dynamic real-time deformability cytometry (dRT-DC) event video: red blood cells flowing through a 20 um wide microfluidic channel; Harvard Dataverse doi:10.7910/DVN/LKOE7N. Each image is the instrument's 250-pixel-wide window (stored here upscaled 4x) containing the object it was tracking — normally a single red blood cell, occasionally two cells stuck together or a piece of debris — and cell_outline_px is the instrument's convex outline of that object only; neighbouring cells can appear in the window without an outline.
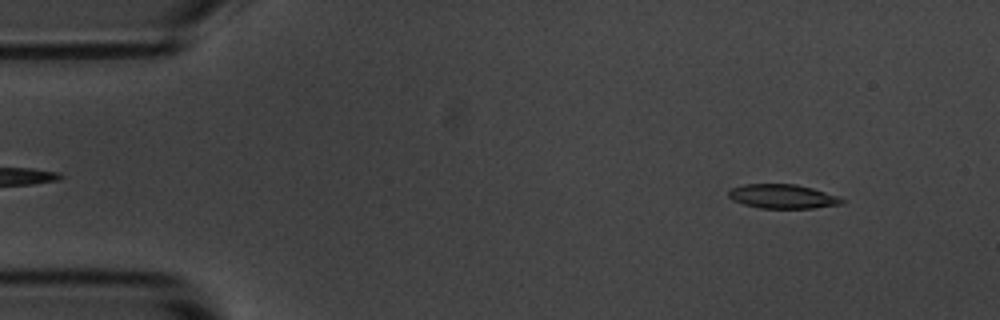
{"species": "common noctule bat (a hibernating species)", "species_latin": "Nyctalus noctula", "temperature_condition": "room temperature", "stored_images_in_passage": 54, "camera_frame_rate_fps": 3000, "um_per_image_px": 0.085, "animal": {"sex": "male", "body_mass_g": 20.1, "forearm_length_mm": 53.5}, "frame": {"image": 1, "passage_image": 5, "time_ms": 1.333, "image_size_px": [1000, 320], "cell_outline_px": [[848, 200], [844, 204], [812, 208], [760, 208], [744, 204], [732, 200], [728, 196], [728, 192], [732, 188], [744, 184], [796, 184], [812, 188]], "centroid_in_image_um": [66.54, 16.7], "position_along_channel_um": 18.5, "area_um2": 15.95}}
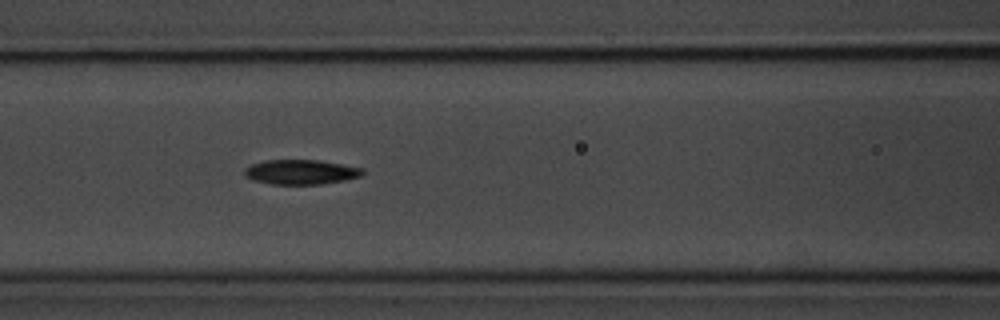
{"frame": {"image": 2, "passage_image": 22, "time_ms": 7.0, "image_size_px": [1000, 320], "cell_outline_px": [[368, 172], [360, 176], [344, 180], [320, 184], [272, 184], [252, 180], [244, 176], [244, 168], [252, 164], [264, 160], [320, 160], [364, 168]], "centroid_in_image_um": [25.58, 14.61], "position_along_channel_um": 141.0, "area_um2": 17.17}}
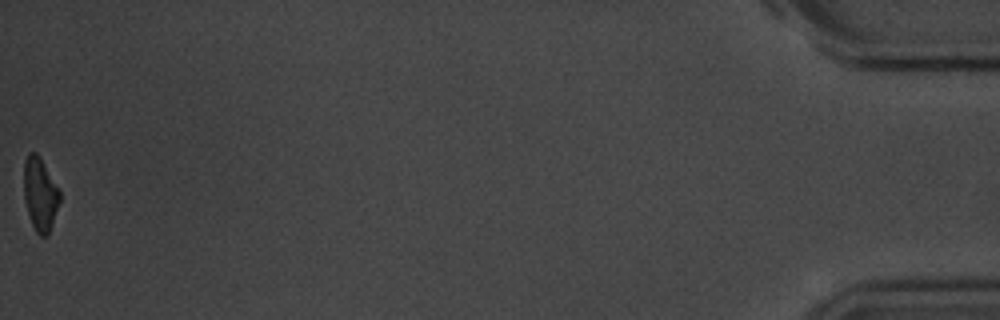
{"frame": {"image": 3, "passage_image": 54, "time_ms": 17.667, "image_size_px": [1000, 320], "cell_outline_px": [[60, 200], [48, 236], [40, 236], [36, 232], [28, 216], [24, 200], [24, 160], [28, 152], [36, 152], [40, 156], [60, 192]], "centroid_in_image_um": [3.39, 16.5], "position_along_channel_um": 431.8, "area_um2": 15.37}, "authors_computed_cell_mechanics": {"area_um2": 16.8487, "velocity_mm_per_s": 3.6677, "shape_relaxation_time_tau1_ms": 3.1198, "shape_relaxation_time_tau2_ms": 5.3065, "deformation_change_tau1": 0.1527, "deformation_change_tau2": 0.1376}}